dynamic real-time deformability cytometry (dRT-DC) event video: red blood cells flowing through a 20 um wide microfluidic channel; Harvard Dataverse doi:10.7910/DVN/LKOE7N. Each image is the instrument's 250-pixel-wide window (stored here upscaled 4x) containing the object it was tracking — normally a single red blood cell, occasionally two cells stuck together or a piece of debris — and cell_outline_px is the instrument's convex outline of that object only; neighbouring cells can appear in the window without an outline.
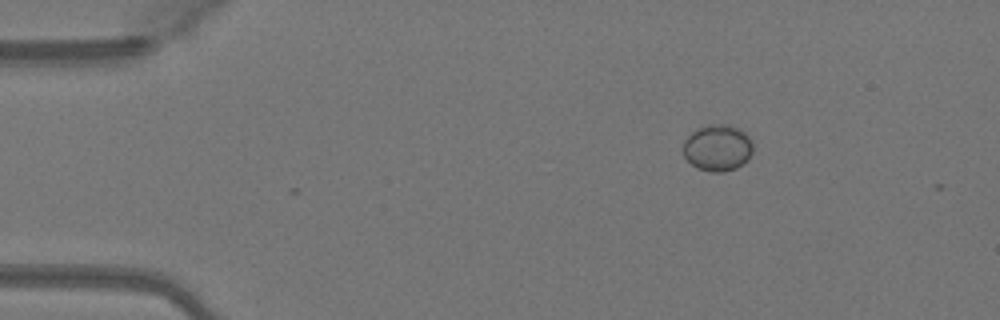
{"species": "Egyptian fruit bat (a non-hibernating species)", "species_latin": "Rousettus aegyptiacus", "temperature_condition": "warm", "stored_images_in_passage": 35, "camera_frame_rate_fps": 3000, "um_per_image_px": 0.085, "animal": {"sex": "female"}, "frame": {"image": 1, "passage_image": 1, "time_ms": 0.0, "image_size_px": [1000, 320], "cell_outline_px": [[752, 152], [748, 160], [736, 168], [724, 172], [712, 172], [696, 168], [684, 156], [684, 140], [692, 132], [700, 128], [712, 124], [728, 124], [740, 128], [752, 140]], "centroid_in_image_um": [61.02, 12.57], "position_along_channel_um": 24.0, "area_um2": 18.9}}
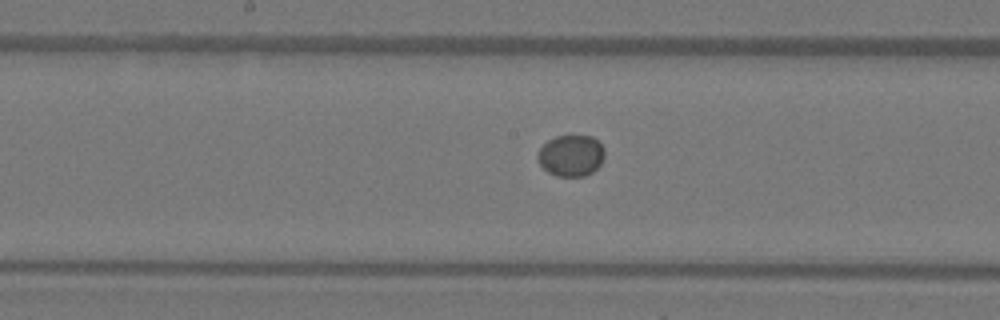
{"frame": {"image": 2, "passage_image": 19, "time_ms": 6.0, "image_size_px": [1000, 320], "cell_outline_px": [[604, 156], [600, 164], [592, 172], [584, 176], [556, 176], [548, 172], [540, 164], [536, 156], [536, 152], [548, 140], [556, 136], [592, 136], [604, 148]], "centroid_in_image_um": [48.51, 13.22], "position_along_channel_um": 199.7, "area_um2": 16.07}}
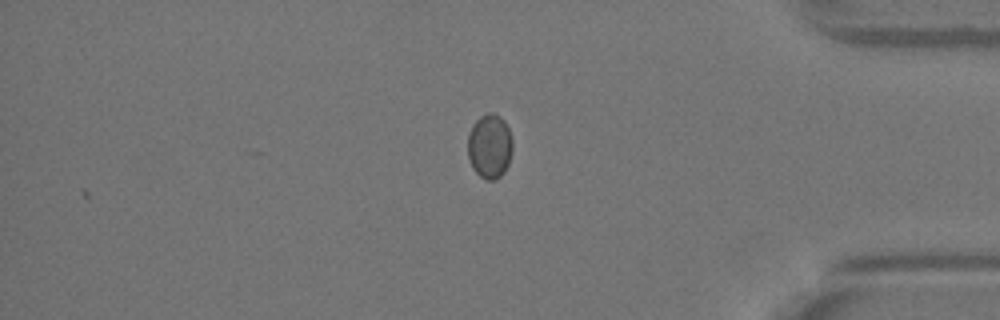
{"frame": {"image": 3, "passage_image": 35, "time_ms": 11.333, "image_size_px": [1000, 320], "cell_outline_px": [[512, 152], [508, 164], [504, 172], [496, 180], [488, 180], [480, 176], [472, 168], [468, 156], [468, 132], [472, 124], [480, 116], [488, 112], [492, 112], [500, 116], [504, 120], [508, 128], [512, 140]], "centroid_in_image_um": [41.61, 12.42], "position_along_channel_um": 393.6, "area_um2": 16.99}}